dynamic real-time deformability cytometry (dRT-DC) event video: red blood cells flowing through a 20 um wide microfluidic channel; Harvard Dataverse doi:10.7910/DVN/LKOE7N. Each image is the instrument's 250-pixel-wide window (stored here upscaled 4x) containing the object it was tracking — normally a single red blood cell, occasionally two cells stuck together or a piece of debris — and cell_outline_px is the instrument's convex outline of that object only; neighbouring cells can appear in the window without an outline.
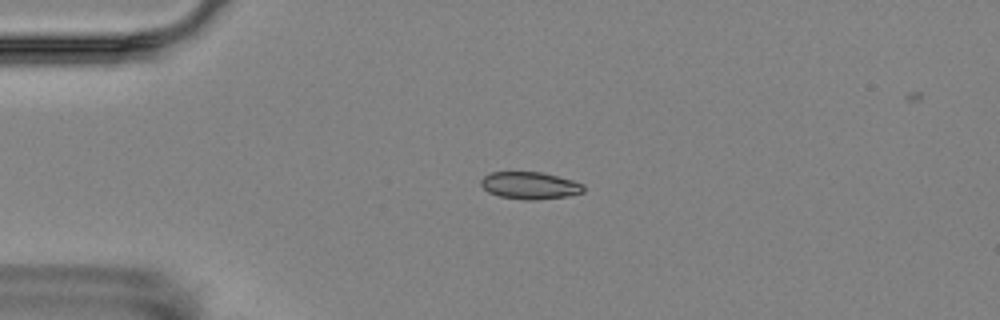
{"species": "Egyptian fruit bat (a non-hibernating species)", "species_latin": "Rousettus aegyptiacus", "temperature_condition": "room temperature", "stored_images_in_passage": 6, "camera_frame_rate_fps": 3000, "um_per_image_px": 0.085, "animal": {"sex": "female"}, "frame": {"image": 1, "passage_image": 4, "time_ms": 3.333, "image_size_px": [1000, 320], "cell_outline_px": [[584, 192], [568, 196], [536, 200], [524, 200], [500, 196], [488, 192], [480, 184], [480, 180], [484, 176], [492, 172], [540, 172], [572, 180], [584, 184]], "centroid_in_image_um": [45.04, 15.77], "position_along_channel_um": 40.0, "area_um2": 16.24}}
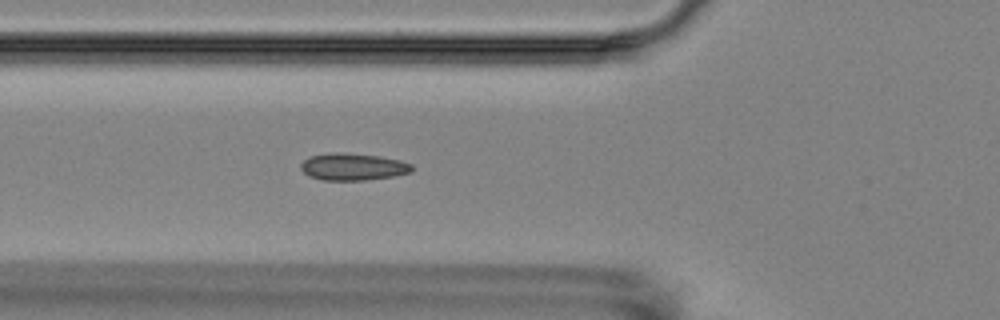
{"frame": {"image": 2, "passage_image": 6, "time_ms": 5.667, "image_size_px": [1000, 320], "cell_outline_px": [[412, 172], [392, 176], [364, 180], [320, 180], [308, 176], [300, 168], [300, 164], [308, 156], [328, 152], [336, 152], [380, 156], [400, 160], [412, 164]], "centroid_in_image_um": [29.95, 14.17], "position_along_channel_um": 95.8, "area_um2": 17.63}}